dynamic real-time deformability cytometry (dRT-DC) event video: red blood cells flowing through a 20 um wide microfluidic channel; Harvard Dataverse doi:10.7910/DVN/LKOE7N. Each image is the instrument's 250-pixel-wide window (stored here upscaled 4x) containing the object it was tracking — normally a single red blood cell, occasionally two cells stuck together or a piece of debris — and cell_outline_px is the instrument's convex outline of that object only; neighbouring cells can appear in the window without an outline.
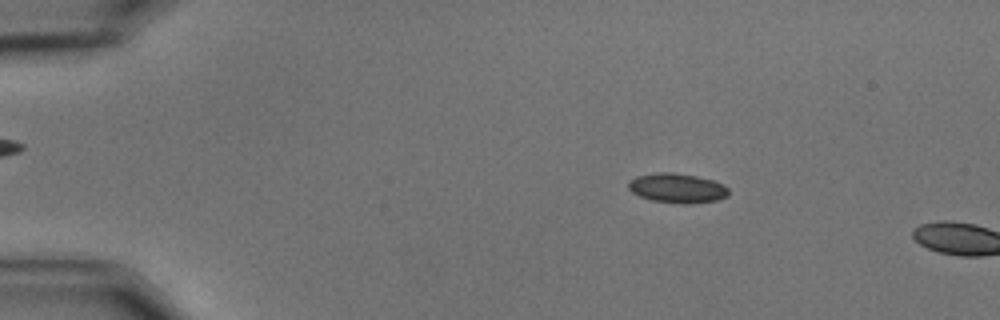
{"species": "common noctule bat (a hibernating species)", "species_latin": "Nyctalus noctula", "temperature_condition": "cold", "stored_images_in_passage": 13, "camera_frame_rate_fps": 3000, "um_per_image_px": 0.085, "animal": {"sex": "male", "body_mass_g": 15.6}, "frame": {"image": 1, "passage_image": 10, "time_ms": 3.0, "image_size_px": [1000, 320], "cell_outline_px": [[728, 196], [716, 200], [684, 204], [680, 204], [652, 200], [640, 196], [632, 192], [628, 188], [628, 180], [636, 176], [660, 172], [672, 172], [696, 176], [712, 180], [724, 184], [728, 188]], "centroid_in_image_um": [57.55, 15.98], "position_along_channel_um": 27.5, "area_um2": 17.22}}